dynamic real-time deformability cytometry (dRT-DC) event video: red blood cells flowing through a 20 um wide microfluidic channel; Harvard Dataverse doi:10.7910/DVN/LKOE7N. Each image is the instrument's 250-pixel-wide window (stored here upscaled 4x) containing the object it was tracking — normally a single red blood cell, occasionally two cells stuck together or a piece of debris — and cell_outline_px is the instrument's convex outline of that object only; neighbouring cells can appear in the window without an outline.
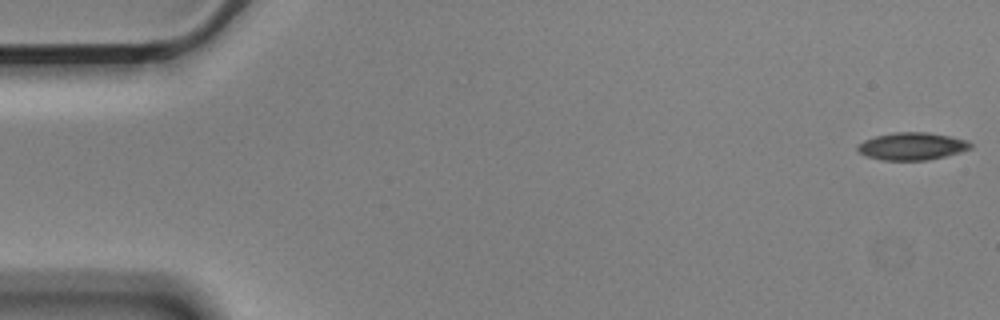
{"species": "Egyptian fruit bat (a non-hibernating species)", "species_latin": "Rousettus aegyptiacus", "temperature_condition": "cold", "stored_images_in_passage": 56, "camera_frame_rate_fps": 3000, "um_per_image_px": 0.085, "animal": {"sex": "male"}, "frame": {"image": 1, "passage_image": 1, "time_ms": 0.0, "image_size_px": [1000, 320], "cell_outline_px": [[972, 148], [960, 152], [928, 160], [880, 160], [868, 156], [860, 152], [856, 148], [856, 144], [864, 140], [876, 136], [896, 132], [928, 132], [968, 140], [972, 144]], "centroid_in_image_um": [77.52, 12.43], "position_along_channel_um": 7.5, "area_um2": 18.03}}
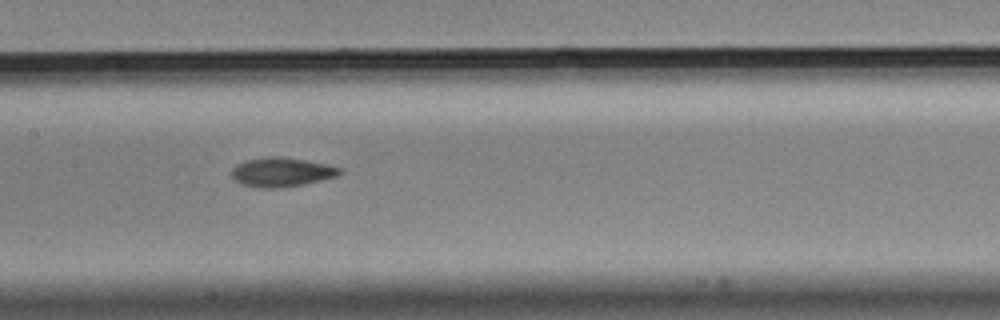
{"frame": {"image": 2, "passage_image": 27, "time_ms": 8.667, "image_size_px": [1000, 320], "cell_outline_px": [[344, 172], [340, 176], [304, 184], [276, 188], [260, 188], [244, 184], [236, 180], [232, 176], [232, 168], [236, 164], [244, 160], [264, 156], [280, 156], [328, 164], [344, 168]], "centroid_in_image_um": [24.0, 14.61], "position_along_channel_um": 183.4, "area_um2": 18.67}}
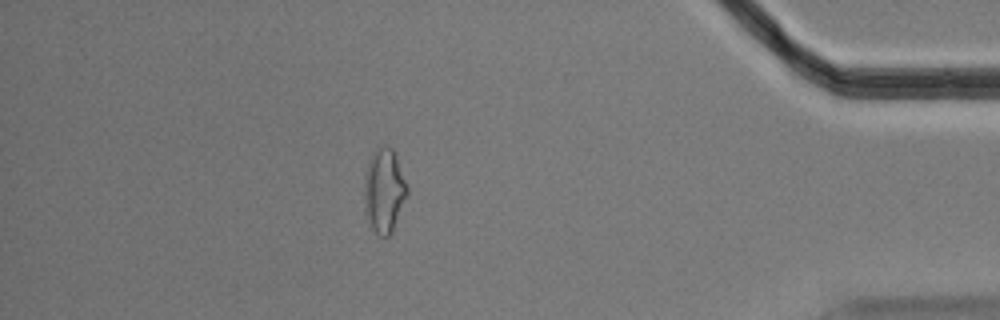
{"frame": {"image": 3, "passage_image": 49, "time_ms": 16.0, "image_size_px": [1000, 320], "cell_outline_px": [[408, 196], [392, 232], [388, 236], [380, 236], [372, 228], [368, 212], [364, 192], [364, 176], [368, 164], [372, 156], [384, 144], [388, 144], [396, 152], [408, 188]], "centroid_in_image_um": [32.71, 16.16], "position_along_channel_um": 402.5, "area_um2": 20.75}, "authors_computed_cell_mechanics": {"area_um2": 18.5827, "velocity_mm_per_s": 3.5686, "shape_relaxation_time_tau1_ms": null, "shape_relaxation_time_tau2_ms": 4.4864, "deformation_change_tau1": null, "deformation_change_tau2": 0.1115}}